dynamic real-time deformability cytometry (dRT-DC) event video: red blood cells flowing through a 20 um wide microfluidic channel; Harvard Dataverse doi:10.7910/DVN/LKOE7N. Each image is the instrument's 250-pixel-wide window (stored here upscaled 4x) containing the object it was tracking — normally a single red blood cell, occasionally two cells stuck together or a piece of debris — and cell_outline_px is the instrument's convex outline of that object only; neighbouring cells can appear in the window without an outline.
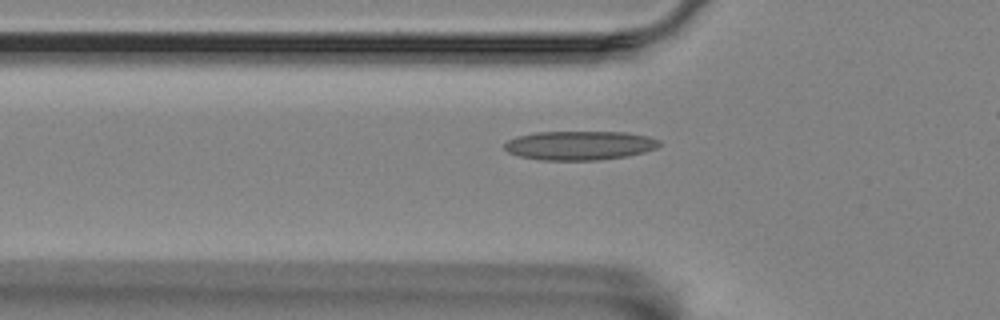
{"species": "Egyptian fruit bat (a non-hibernating species)", "species_latin": "Rousettus aegyptiacus", "temperature_condition": "room temperature", "stored_images_in_passage": 20, "camera_frame_rate_fps": 3000, "um_per_image_px": 0.085, "animal": {"sex": "female"}, "frame": {"image": 1, "passage_image": 3, "time_ms": 0.667, "image_size_px": [1000, 320], "cell_outline_px": [[660, 144], [656, 148], [644, 152], [628, 156], [600, 160], [540, 160], [520, 156], [508, 152], [504, 148], [504, 144], [508, 140], [516, 136], [536, 132], [628, 132], [648, 136], [660, 140]], "centroid_in_image_um": [49.27, 12.36], "position_along_channel_um": 76.5, "area_um2": 26.36}}
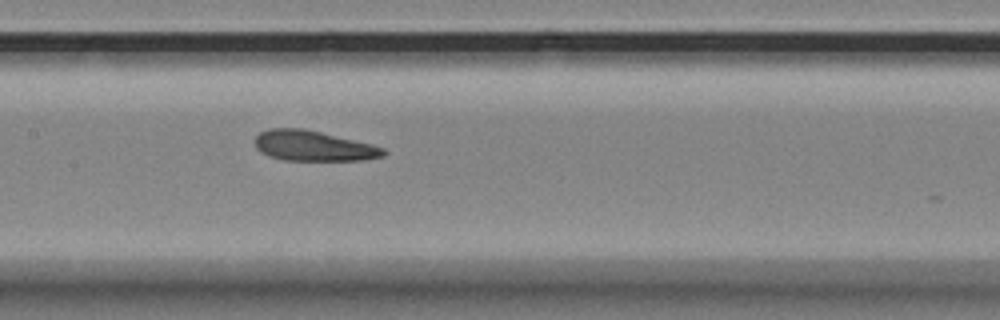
{"frame": {"image": 2, "passage_image": 12, "time_ms": 3.667, "image_size_px": [1000, 320], "cell_outline_px": [[388, 152], [384, 156], [364, 160], [284, 160], [268, 156], [260, 152], [256, 148], [256, 136], [260, 132], [268, 128], [304, 128], [372, 144], [384, 148]], "centroid_in_image_um": [26.64, 12.4], "position_along_channel_um": 180.8, "area_um2": 22.77}}
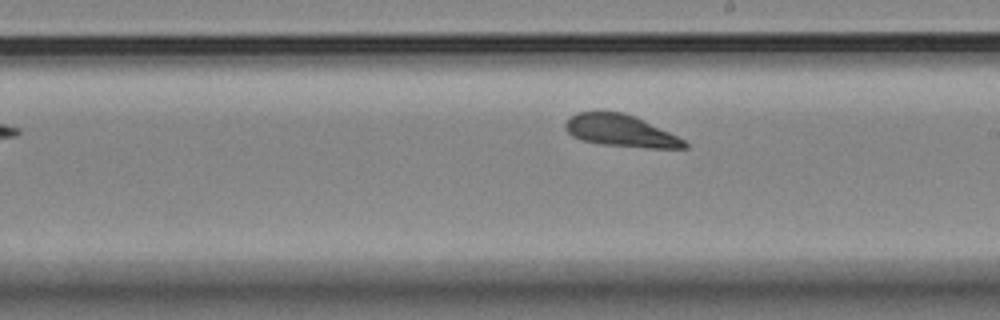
{"frame": {"image": 3, "passage_image": 17, "time_ms": 5.333, "image_size_px": [1000, 320], "cell_outline_px": [[688, 148], [648, 148], [600, 144], [580, 140], [572, 136], [564, 128], [564, 124], [576, 112], [624, 112], [636, 116], [684, 140], [688, 144]], "centroid_in_image_um": [52.74, 11.12], "position_along_channel_um": 236.3, "area_um2": 22.08}}